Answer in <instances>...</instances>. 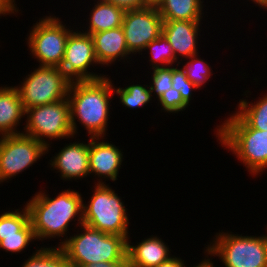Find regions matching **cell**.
<instances>
[{"label": "cell", "instance_id": "6da1fadb", "mask_svg": "<svg viewBox=\"0 0 267 267\" xmlns=\"http://www.w3.org/2000/svg\"><path fill=\"white\" fill-rule=\"evenodd\" d=\"M49 196L39 190L25 205L36 240L59 238L60 244L56 247H60L66 241L71 222L77 221V227L83 224V197L79 191L70 188L61 190L56 197Z\"/></svg>", "mask_w": 267, "mask_h": 267}, {"label": "cell", "instance_id": "7a4b0ae2", "mask_svg": "<svg viewBox=\"0 0 267 267\" xmlns=\"http://www.w3.org/2000/svg\"><path fill=\"white\" fill-rule=\"evenodd\" d=\"M110 79L107 75L98 80L71 81L67 98L75 138L79 132L77 124L87 130L89 137H106L112 106L110 103L115 96L113 80Z\"/></svg>", "mask_w": 267, "mask_h": 267}, {"label": "cell", "instance_id": "3957f363", "mask_svg": "<svg viewBox=\"0 0 267 267\" xmlns=\"http://www.w3.org/2000/svg\"><path fill=\"white\" fill-rule=\"evenodd\" d=\"M215 128L219 144L232 152L249 174L258 177L267 170V131L251 128L236 112Z\"/></svg>", "mask_w": 267, "mask_h": 267}, {"label": "cell", "instance_id": "277c9868", "mask_svg": "<svg viewBox=\"0 0 267 267\" xmlns=\"http://www.w3.org/2000/svg\"><path fill=\"white\" fill-rule=\"evenodd\" d=\"M79 230L72 236L68 234L59 247L69 265L84 267L98 262L121 261L126 256L127 240L123 236L104 233L84 224Z\"/></svg>", "mask_w": 267, "mask_h": 267}, {"label": "cell", "instance_id": "5b68a950", "mask_svg": "<svg viewBox=\"0 0 267 267\" xmlns=\"http://www.w3.org/2000/svg\"><path fill=\"white\" fill-rule=\"evenodd\" d=\"M222 231L216 233L210 244L204 247L206 257L203 259L218 257L223 267H267L266 234L242 236Z\"/></svg>", "mask_w": 267, "mask_h": 267}, {"label": "cell", "instance_id": "8992f818", "mask_svg": "<svg viewBox=\"0 0 267 267\" xmlns=\"http://www.w3.org/2000/svg\"><path fill=\"white\" fill-rule=\"evenodd\" d=\"M90 201L83 200V224L101 232L130 238L129 214L122 197L110 185L95 184Z\"/></svg>", "mask_w": 267, "mask_h": 267}, {"label": "cell", "instance_id": "52a82bcc", "mask_svg": "<svg viewBox=\"0 0 267 267\" xmlns=\"http://www.w3.org/2000/svg\"><path fill=\"white\" fill-rule=\"evenodd\" d=\"M25 116L26 123L22 133L43 143L47 147V153L52 147L51 140L74 138L68 98L28 108L25 110Z\"/></svg>", "mask_w": 267, "mask_h": 267}, {"label": "cell", "instance_id": "ba28073f", "mask_svg": "<svg viewBox=\"0 0 267 267\" xmlns=\"http://www.w3.org/2000/svg\"><path fill=\"white\" fill-rule=\"evenodd\" d=\"M71 26L55 15L39 18L33 24L26 37L32 58L39 62V66L60 67L65 53L66 42L73 31ZM72 29V30H71Z\"/></svg>", "mask_w": 267, "mask_h": 267}, {"label": "cell", "instance_id": "9c48e42d", "mask_svg": "<svg viewBox=\"0 0 267 267\" xmlns=\"http://www.w3.org/2000/svg\"><path fill=\"white\" fill-rule=\"evenodd\" d=\"M33 70L15 85L24 110L67 98L71 80L59 67L38 66Z\"/></svg>", "mask_w": 267, "mask_h": 267}, {"label": "cell", "instance_id": "30bf717a", "mask_svg": "<svg viewBox=\"0 0 267 267\" xmlns=\"http://www.w3.org/2000/svg\"><path fill=\"white\" fill-rule=\"evenodd\" d=\"M45 154L47 147L33 137L23 133L0 136V184L11 181Z\"/></svg>", "mask_w": 267, "mask_h": 267}, {"label": "cell", "instance_id": "8fae6325", "mask_svg": "<svg viewBox=\"0 0 267 267\" xmlns=\"http://www.w3.org/2000/svg\"><path fill=\"white\" fill-rule=\"evenodd\" d=\"M73 30L67 39L63 61L60 69L71 81L98 80L106 77L100 73L90 72L100 65L94 52V42L90 34Z\"/></svg>", "mask_w": 267, "mask_h": 267}, {"label": "cell", "instance_id": "7c38bea8", "mask_svg": "<svg viewBox=\"0 0 267 267\" xmlns=\"http://www.w3.org/2000/svg\"><path fill=\"white\" fill-rule=\"evenodd\" d=\"M163 22L155 5L125 11L122 28L130 53L142 55L146 46L162 34Z\"/></svg>", "mask_w": 267, "mask_h": 267}, {"label": "cell", "instance_id": "4fadbf2b", "mask_svg": "<svg viewBox=\"0 0 267 267\" xmlns=\"http://www.w3.org/2000/svg\"><path fill=\"white\" fill-rule=\"evenodd\" d=\"M104 139L107 138L89 137L90 174H95L96 181L98 180L94 184H105L106 180H118L119 170L125 160L123 150L111 143L112 141L109 143Z\"/></svg>", "mask_w": 267, "mask_h": 267}, {"label": "cell", "instance_id": "5bb4252c", "mask_svg": "<svg viewBox=\"0 0 267 267\" xmlns=\"http://www.w3.org/2000/svg\"><path fill=\"white\" fill-rule=\"evenodd\" d=\"M51 170L60 173V179L64 181L82 180L90 176L89 168V139L86 141H74L67 143L49 161Z\"/></svg>", "mask_w": 267, "mask_h": 267}, {"label": "cell", "instance_id": "9a60e30c", "mask_svg": "<svg viewBox=\"0 0 267 267\" xmlns=\"http://www.w3.org/2000/svg\"><path fill=\"white\" fill-rule=\"evenodd\" d=\"M201 21H164L162 34L172 46L175 59L179 62L199 53L198 41L202 27Z\"/></svg>", "mask_w": 267, "mask_h": 267}, {"label": "cell", "instance_id": "2e32d148", "mask_svg": "<svg viewBox=\"0 0 267 267\" xmlns=\"http://www.w3.org/2000/svg\"><path fill=\"white\" fill-rule=\"evenodd\" d=\"M94 42V52L100 66L114 65L116 61L127 63L132 54L127 48L122 26L91 34ZM129 61H128V60Z\"/></svg>", "mask_w": 267, "mask_h": 267}, {"label": "cell", "instance_id": "e0dca14e", "mask_svg": "<svg viewBox=\"0 0 267 267\" xmlns=\"http://www.w3.org/2000/svg\"><path fill=\"white\" fill-rule=\"evenodd\" d=\"M135 244L127 239L126 255L130 267H156L173 256L168 245L157 235L148 236Z\"/></svg>", "mask_w": 267, "mask_h": 267}, {"label": "cell", "instance_id": "ac0fdd59", "mask_svg": "<svg viewBox=\"0 0 267 267\" xmlns=\"http://www.w3.org/2000/svg\"><path fill=\"white\" fill-rule=\"evenodd\" d=\"M25 110L18 89L0 86V136L21 134L20 127Z\"/></svg>", "mask_w": 267, "mask_h": 267}, {"label": "cell", "instance_id": "d6986e66", "mask_svg": "<svg viewBox=\"0 0 267 267\" xmlns=\"http://www.w3.org/2000/svg\"><path fill=\"white\" fill-rule=\"evenodd\" d=\"M203 3L204 0H160L156 7L163 21H202L206 7Z\"/></svg>", "mask_w": 267, "mask_h": 267}, {"label": "cell", "instance_id": "ffe728a7", "mask_svg": "<svg viewBox=\"0 0 267 267\" xmlns=\"http://www.w3.org/2000/svg\"><path fill=\"white\" fill-rule=\"evenodd\" d=\"M125 11L109 2L94 3L89 13L86 29L82 32L93 34L122 26ZM89 21V22H88Z\"/></svg>", "mask_w": 267, "mask_h": 267}, {"label": "cell", "instance_id": "44dd1931", "mask_svg": "<svg viewBox=\"0 0 267 267\" xmlns=\"http://www.w3.org/2000/svg\"><path fill=\"white\" fill-rule=\"evenodd\" d=\"M262 96L254 103L244 98L240 99L235 112L251 128L267 131V94Z\"/></svg>", "mask_w": 267, "mask_h": 267}, {"label": "cell", "instance_id": "7402d4cb", "mask_svg": "<svg viewBox=\"0 0 267 267\" xmlns=\"http://www.w3.org/2000/svg\"><path fill=\"white\" fill-rule=\"evenodd\" d=\"M116 87V88H115ZM114 93L119 98V102L129 109H138L140 107H145L146 104L151 103L152 101V93L150 87L147 83L144 86L142 84H132L126 87H117L114 86Z\"/></svg>", "mask_w": 267, "mask_h": 267}, {"label": "cell", "instance_id": "603a6c76", "mask_svg": "<svg viewBox=\"0 0 267 267\" xmlns=\"http://www.w3.org/2000/svg\"><path fill=\"white\" fill-rule=\"evenodd\" d=\"M56 246L37 247L21 267H68L64 253Z\"/></svg>", "mask_w": 267, "mask_h": 267}, {"label": "cell", "instance_id": "cb8c5ba5", "mask_svg": "<svg viewBox=\"0 0 267 267\" xmlns=\"http://www.w3.org/2000/svg\"><path fill=\"white\" fill-rule=\"evenodd\" d=\"M144 51H146L147 54H150L148 57V62L150 63L149 65L151 68L149 69L179 64V61L175 59L172 46L169 44L168 40L163 34H161L157 39L151 41L146 46Z\"/></svg>", "mask_w": 267, "mask_h": 267}, {"label": "cell", "instance_id": "d4e9b609", "mask_svg": "<svg viewBox=\"0 0 267 267\" xmlns=\"http://www.w3.org/2000/svg\"><path fill=\"white\" fill-rule=\"evenodd\" d=\"M199 56V57H198ZM201 55L198 53L187 58L185 60H181L179 65L182 63V69L185 71L187 78L200 90L204 85H206L207 81H210V78L213 75L211 71L212 68L208 64L207 61H204L200 58ZM189 59V61H188ZM186 63V64H184ZM184 64V65H183Z\"/></svg>", "mask_w": 267, "mask_h": 267}, {"label": "cell", "instance_id": "484cf974", "mask_svg": "<svg viewBox=\"0 0 267 267\" xmlns=\"http://www.w3.org/2000/svg\"><path fill=\"white\" fill-rule=\"evenodd\" d=\"M20 209L0 214V236L18 235V232L30 221L26 205Z\"/></svg>", "mask_w": 267, "mask_h": 267}, {"label": "cell", "instance_id": "4316f807", "mask_svg": "<svg viewBox=\"0 0 267 267\" xmlns=\"http://www.w3.org/2000/svg\"><path fill=\"white\" fill-rule=\"evenodd\" d=\"M37 241L32 224L29 221L19 232L18 235L0 236V249L7 253L19 254L26 250L30 243Z\"/></svg>", "mask_w": 267, "mask_h": 267}, {"label": "cell", "instance_id": "83f0119b", "mask_svg": "<svg viewBox=\"0 0 267 267\" xmlns=\"http://www.w3.org/2000/svg\"><path fill=\"white\" fill-rule=\"evenodd\" d=\"M149 87L152 97L158 99L165 91L172 88V65L166 67H156L152 69Z\"/></svg>", "mask_w": 267, "mask_h": 267}, {"label": "cell", "instance_id": "f1b7e54d", "mask_svg": "<svg viewBox=\"0 0 267 267\" xmlns=\"http://www.w3.org/2000/svg\"><path fill=\"white\" fill-rule=\"evenodd\" d=\"M180 67L179 64L172 65V87L180 92L183 101L190 106L193 98L192 92L198 88L187 78L182 66Z\"/></svg>", "mask_w": 267, "mask_h": 267}, {"label": "cell", "instance_id": "f546056e", "mask_svg": "<svg viewBox=\"0 0 267 267\" xmlns=\"http://www.w3.org/2000/svg\"><path fill=\"white\" fill-rule=\"evenodd\" d=\"M158 106L159 103L162 107L161 111L167 113H179L181 111L186 110L189 106L183 101L181 94L179 91L174 89L173 87L170 88L168 91H165L158 99Z\"/></svg>", "mask_w": 267, "mask_h": 267}, {"label": "cell", "instance_id": "4dcf8cb0", "mask_svg": "<svg viewBox=\"0 0 267 267\" xmlns=\"http://www.w3.org/2000/svg\"><path fill=\"white\" fill-rule=\"evenodd\" d=\"M109 3L116 5L124 11L142 9L148 6L145 0H110Z\"/></svg>", "mask_w": 267, "mask_h": 267}, {"label": "cell", "instance_id": "1f68e13d", "mask_svg": "<svg viewBox=\"0 0 267 267\" xmlns=\"http://www.w3.org/2000/svg\"><path fill=\"white\" fill-rule=\"evenodd\" d=\"M19 7L16 4V0H0V17H5L7 15L20 14Z\"/></svg>", "mask_w": 267, "mask_h": 267}, {"label": "cell", "instance_id": "d6a6232c", "mask_svg": "<svg viewBox=\"0 0 267 267\" xmlns=\"http://www.w3.org/2000/svg\"><path fill=\"white\" fill-rule=\"evenodd\" d=\"M202 262H203V260L200 261L199 263H196L195 265H193V267H198ZM185 263L186 262H184V260H182V258H180L178 256L176 257L175 255H173L167 261L160 263L156 267H187V265ZM191 267H192V265H191Z\"/></svg>", "mask_w": 267, "mask_h": 267}, {"label": "cell", "instance_id": "836d02e7", "mask_svg": "<svg viewBox=\"0 0 267 267\" xmlns=\"http://www.w3.org/2000/svg\"><path fill=\"white\" fill-rule=\"evenodd\" d=\"M84 267H130L128 264L127 255L121 261L98 262Z\"/></svg>", "mask_w": 267, "mask_h": 267}, {"label": "cell", "instance_id": "e575fe53", "mask_svg": "<svg viewBox=\"0 0 267 267\" xmlns=\"http://www.w3.org/2000/svg\"><path fill=\"white\" fill-rule=\"evenodd\" d=\"M252 3L254 2V6H259V8L267 9V0H251Z\"/></svg>", "mask_w": 267, "mask_h": 267}, {"label": "cell", "instance_id": "d590c367", "mask_svg": "<svg viewBox=\"0 0 267 267\" xmlns=\"http://www.w3.org/2000/svg\"><path fill=\"white\" fill-rule=\"evenodd\" d=\"M198 267H215L212 259H203V262Z\"/></svg>", "mask_w": 267, "mask_h": 267}, {"label": "cell", "instance_id": "8d00e7d4", "mask_svg": "<svg viewBox=\"0 0 267 267\" xmlns=\"http://www.w3.org/2000/svg\"><path fill=\"white\" fill-rule=\"evenodd\" d=\"M160 0H145L148 5H157Z\"/></svg>", "mask_w": 267, "mask_h": 267}, {"label": "cell", "instance_id": "74e56055", "mask_svg": "<svg viewBox=\"0 0 267 267\" xmlns=\"http://www.w3.org/2000/svg\"><path fill=\"white\" fill-rule=\"evenodd\" d=\"M96 1V3L98 2H110V0H94V2Z\"/></svg>", "mask_w": 267, "mask_h": 267}]
</instances>
